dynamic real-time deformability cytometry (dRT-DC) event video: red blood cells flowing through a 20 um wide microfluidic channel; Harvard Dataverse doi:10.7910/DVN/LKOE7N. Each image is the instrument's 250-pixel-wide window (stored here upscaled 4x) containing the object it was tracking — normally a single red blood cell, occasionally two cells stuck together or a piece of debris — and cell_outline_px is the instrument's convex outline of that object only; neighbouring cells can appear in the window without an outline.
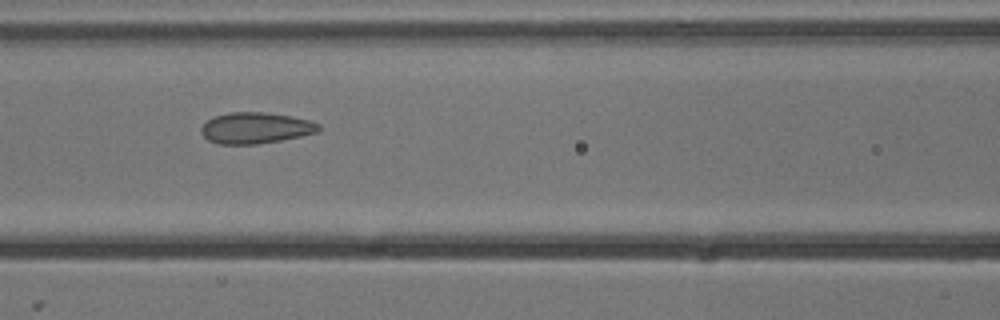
{"species": "common noctule bat (a hibernating species)", "species_latin": "Nyctalus noctula", "temperature_condition": "cold", "stored_images_in_passage": 10, "camera_frame_rate_fps": 3000, "um_per_image_px": 0.085, "animal": {"sex": "male", "body_mass_g": 13.3}, "frame": {"image": 1, "passage_image": 6, "time_ms": 1.667, "image_size_px": [1000, 320], "cell_outline_px": [[320, 128], [316, 132], [300, 136], [280, 140], [256, 144], [220, 144], [208, 140], [200, 132], [200, 128], [208, 120], [216, 116], [228, 112], [260, 112], [292, 116], [308, 120], [320, 124]], "centroid_in_image_um": [21.7, 10.87], "position_along_channel_um": 144.9, "area_um2": 21.1}}
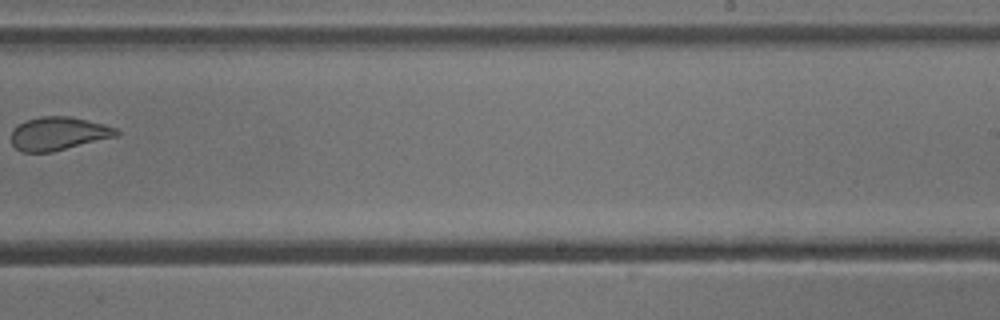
{"frame": {"image": 2, "passage_image": 9, "time_ms": 2.667, "image_size_px": [1000, 320], "cell_outline_px": [[120, 132], [116, 136], [52, 152], [20, 152], [12, 144], [12, 128], [28, 120], [40, 116], [68, 116], [104, 124], [116, 128]], "centroid_in_image_um": [4.95, 11.36], "position_along_channel_um": 284.1, "area_um2": 20.23}}
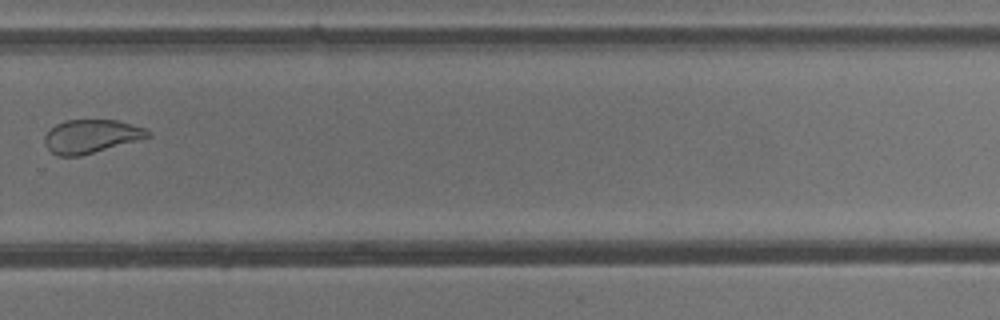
{"frame": {"image": 3, "passage_image": 10, "time_ms": 3.0, "image_size_px": [1000, 320], "cell_outline_px": [[152, 136], [140, 140], [80, 156], [60, 156], [52, 152], [44, 144], [44, 136], [56, 124], [64, 120], [116, 120], [144, 128], [152, 132]], "centroid_in_image_um": [7.76, 11.59], "position_along_channel_um": 322.0, "area_um2": 20.11}}